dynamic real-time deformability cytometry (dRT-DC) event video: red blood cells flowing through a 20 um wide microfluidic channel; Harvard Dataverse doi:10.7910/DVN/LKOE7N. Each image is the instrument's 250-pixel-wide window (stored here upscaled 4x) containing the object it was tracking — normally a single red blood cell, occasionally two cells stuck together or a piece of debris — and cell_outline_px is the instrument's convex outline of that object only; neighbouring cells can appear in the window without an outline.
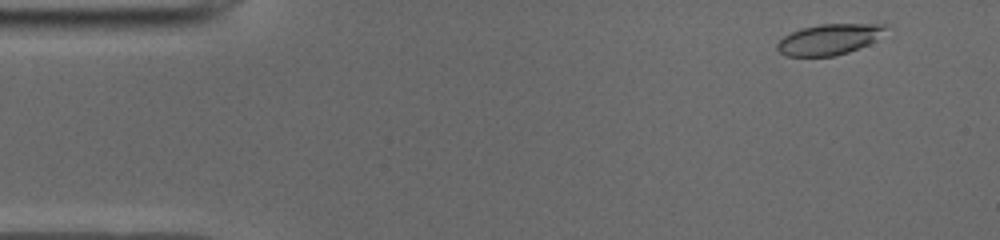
{"species": "common noctule bat (a hibernating species)", "species_latin": "Nyctalus noctula", "temperature_condition": "cold", "stored_images_in_passage": 50, "camera_frame_rate_fps": 3000, "um_per_image_px": 0.085, "animal": {"sex": "male", "body_mass_g": 19.0, "forearm_length_mm": 50.8}, "frame": {"image": 1, "passage_image": 3, "time_ms": 0.667, "image_size_px": [1000, 240], "cell_outline_px": [[884, 28], [868, 44], [848, 52], [832, 56], [788, 56], [780, 52], [776, 48], [776, 44], [784, 36], [800, 28], [820, 24], [884, 24]], "centroid_in_image_um": [70.36, 3.35], "position_along_channel_um": 14.6, "area_um2": 18.84}}
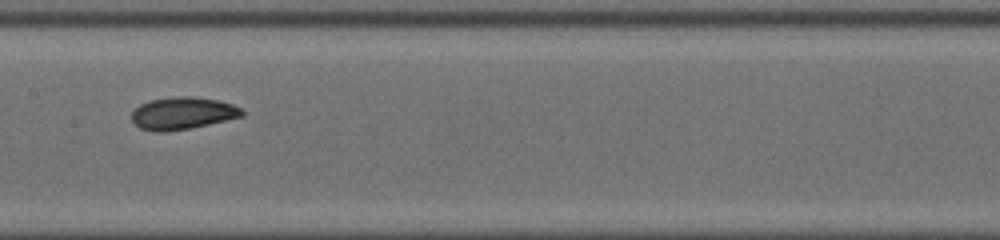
{"frame": {"image": 2, "passage_image": 24, "time_ms": 7.667, "image_size_px": [1000, 240], "cell_outline_px": [[244, 116], [208, 124], [188, 128], [164, 132], [152, 132], [140, 128], [132, 120], [132, 112], [140, 104], [152, 100], [176, 96], [192, 96], [216, 100], [232, 104], [240, 108], [244, 112]], "centroid_in_image_um": [15.51, 9.63], "position_along_channel_um": 191.9, "area_um2": 20.58}}
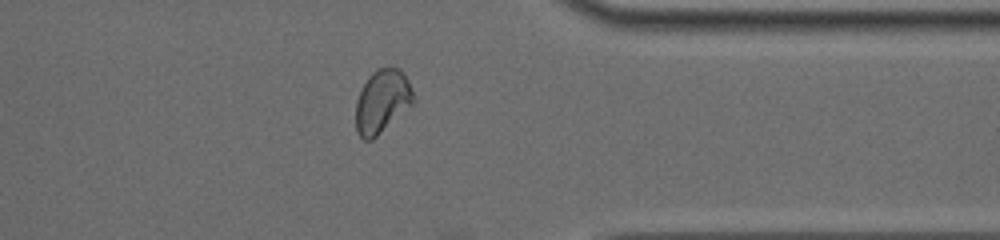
{"frame": {"image": 3, "passage_image": 39, "time_ms": 12.667, "image_size_px": [1000, 240], "cell_outline_px": [[416, 100], [412, 104], [372, 140], [364, 140], [356, 132], [356, 100], [368, 76], [376, 68], [392, 64], [400, 68], [408, 80]], "centroid_in_image_um": [32.48, 8.56], "position_along_channel_um": 378.9, "area_um2": 21.44}, "authors_computed_cell_mechanics": {"area_um2": 20.4612, "velocity_mm_per_s": 3.9339, "shape_relaxation_time_tau1_ms": 3.2708, "shape_relaxation_time_tau2_ms": 2.0587, "deformation_change_tau1": 0.0996, "deformation_change_tau2": 0.0692}}